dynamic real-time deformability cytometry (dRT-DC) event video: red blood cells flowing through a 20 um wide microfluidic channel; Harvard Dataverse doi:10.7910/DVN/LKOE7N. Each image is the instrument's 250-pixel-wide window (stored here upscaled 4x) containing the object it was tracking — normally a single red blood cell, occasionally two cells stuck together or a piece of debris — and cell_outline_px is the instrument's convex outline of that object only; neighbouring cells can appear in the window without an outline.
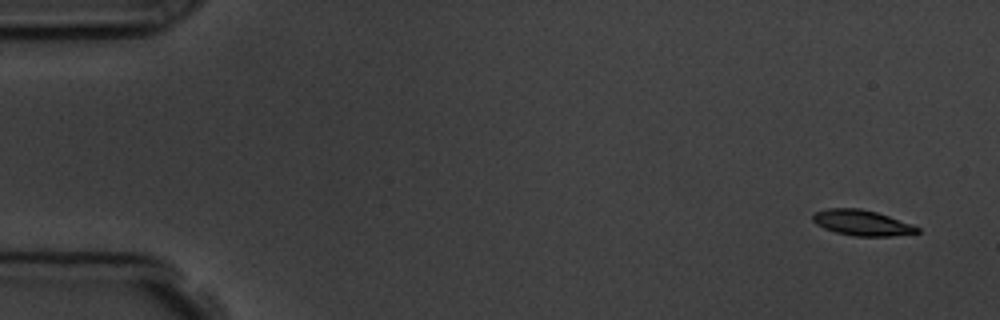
{"species": "common noctule bat (a hibernating species)", "species_latin": "Nyctalus noctula", "temperature_condition": "room temperature", "stored_images_in_passage": 6, "camera_frame_rate_fps": 3000, "um_per_image_px": 0.085, "animal": {"sex": "male", "body_mass_g": 19.5, "forearm_length_mm": 54.6}, "frame": {"image": 1, "passage_image": 1, "time_ms": 0.0, "image_size_px": [1000, 320], "cell_outline_px": [[920, 232], [892, 236], [856, 236], [836, 232], [824, 228], [816, 224], [812, 220], [812, 216], [816, 212], [828, 208], [860, 208], [876, 212], [912, 224], [920, 228]], "centroid_in_image_um": [73.26, 18.93], "position_along_channel_um": 11.7, "area_um2": 15.43}}
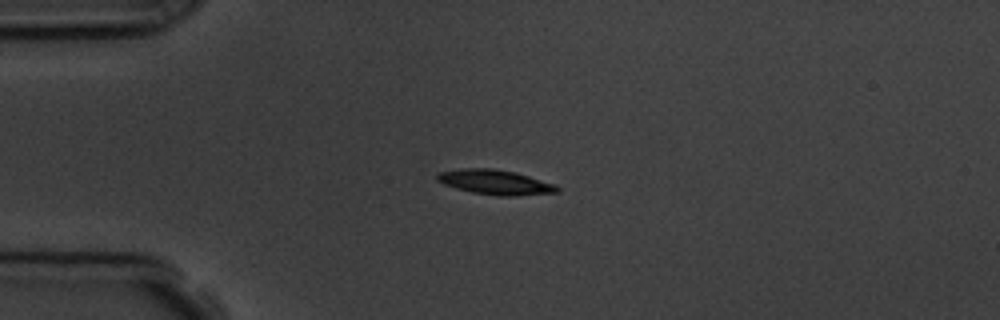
{"frame": {"image": 2, "passage_image": 4, "time_ms": 3.667, "image_size_px": [1000, 320], "cell_outline_px": [[560, 192], [516, 196], [496, 196], [472, 192], [456, 188], [444, 184], [436, 180], [436, 176], [440, 172], [460, 168], [492, 168], [516, 172], [556, 184], [560, 188]], "centroid_in_image_um": [42.13, 15.49], "position_along_channel_um": 42.9, "area_um2": 17.51}}